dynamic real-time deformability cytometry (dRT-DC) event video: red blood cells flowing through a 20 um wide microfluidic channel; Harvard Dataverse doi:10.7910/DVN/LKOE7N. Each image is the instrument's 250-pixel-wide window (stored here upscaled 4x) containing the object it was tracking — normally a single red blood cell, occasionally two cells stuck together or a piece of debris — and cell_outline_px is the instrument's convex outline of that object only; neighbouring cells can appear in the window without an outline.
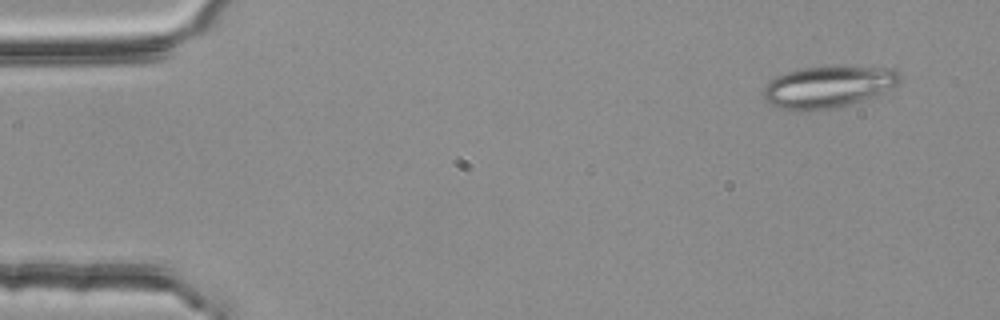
{"species": "common noctule bat (a hibernating species)", "species_latin": "Nyctalus noctula", "temperature_condition": "room temperature", "stored_images_in_passage": 20, "camera_frame_rate_fps": 3000, "um_per_image_px": 0.085, "animal": {"sex": "female", "body_mass_g": 25.1}, "frame": {"image": 1, "passage_image": 4, "time_ms": 1.0, "image_size_px": [1000, 320], "cell_outline_px": [[904, 76], [900, 84], [860, 100], [848, 104], [832, 108], [780, 108], [768, 104], [764, 100], [764, 88], [776, 76], [788, 72], [804, 68], [896, 68]], "centroid_in_image_um": [70.43, 7.36], "position_along_channel_um": 14.6, "area_um2": 31.73}}